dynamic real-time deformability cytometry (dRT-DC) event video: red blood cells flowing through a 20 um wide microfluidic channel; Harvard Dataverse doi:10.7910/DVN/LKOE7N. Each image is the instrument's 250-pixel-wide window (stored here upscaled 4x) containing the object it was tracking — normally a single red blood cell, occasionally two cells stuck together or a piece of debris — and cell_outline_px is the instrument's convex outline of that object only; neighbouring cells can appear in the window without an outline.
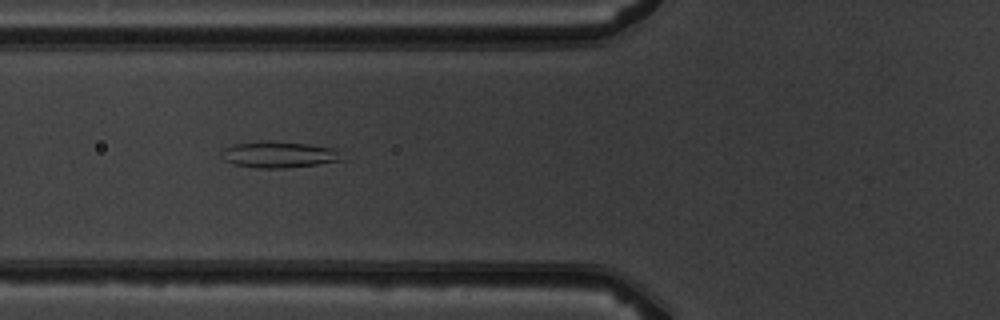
{"species": "common noctule bat (a hibernating species)", "species_latin": "Nyctalus noctula", "temperature_condition": "warm", "stored_images_in_passage": 7, "camera_frame_rate_fps": 3000, "um_per_image_px": 0.085, "animal": {"sex": "male", "body_mass_g": 19.5, "forearm_length_mm": 54.6}, "frame": {"image": 1, "passage_image": 5, "time_ms": 4.667, "image_size_px": [1000, 320], "cell_outline_px": [[340, 160], [316, 164], [288, 168], [256, 168], [232, 164], [224, 160], [224, 148], [232, 144], [260, 140], [308, 144], [332, 148], [336, 152]], "centroid_in_image_um": [23.6, 13.14], "position_along_channel_um": 102.2, "area_um2": 18.09}}